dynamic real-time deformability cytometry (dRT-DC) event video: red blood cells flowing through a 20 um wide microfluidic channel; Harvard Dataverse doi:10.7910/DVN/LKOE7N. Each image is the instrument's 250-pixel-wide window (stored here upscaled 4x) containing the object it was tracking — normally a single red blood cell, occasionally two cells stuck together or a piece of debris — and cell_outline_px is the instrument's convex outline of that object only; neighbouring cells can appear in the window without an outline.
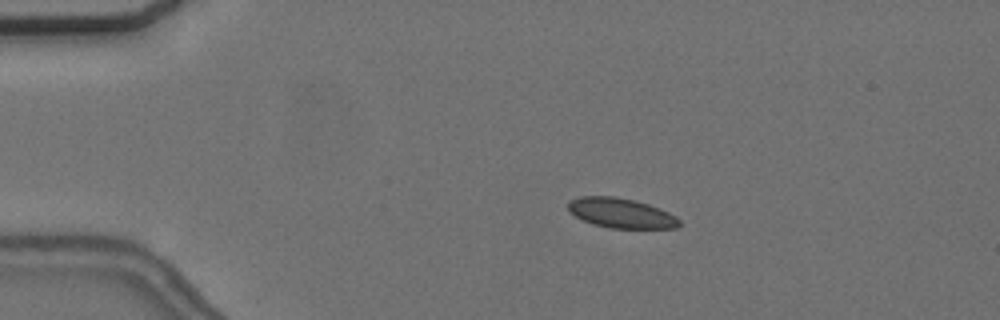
{"species": "common noctule bat (a hibernating species)", "species_latin": "Nyctalus noctula", "temperature_condition": "cold", "stored_images_in_passage": 57, "camera_frame_rate_fps": 3000, "um_per_image_px": 0.085, "animal": {"sex": "female", "body_mass_g": 24.6, "forearm_length_mm": 56.2}, "frame": {"image": 1, "passage_image": 12, "time_ms": 3.667, "image_size_px": [1000, 320], "cell_outline_px": [[680, 224], [676, 228], [608, 228], [592, 224], [568, 212], [568, 200], [580, 196], [616, 196], [636, 200], [648, 204], [668, 212], [676, 216], [680, 220]], "centroid_in_image_um": [52.76, 18.1], "position_along_channel_um": 32.2, "area_um2": 19.48}}
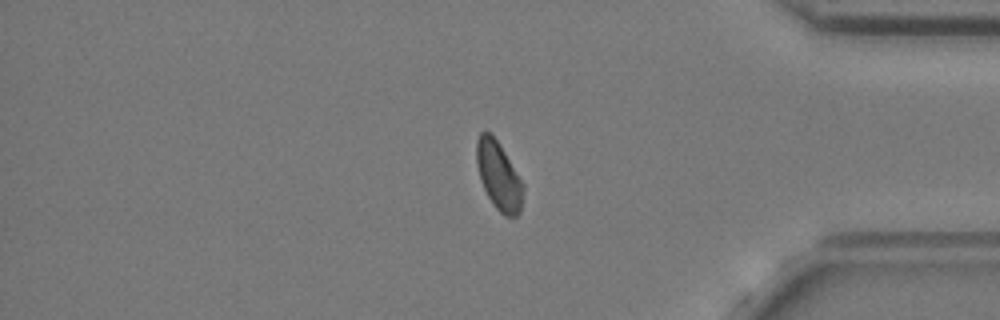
{"frame": {"image": 2, "passage_image": 48, "time_ms": 15.667, "image_size_px": [1000, 320], "cell_outline_px": [[524, 188], [520, 212], [516, 216], [504, 216], [496, 208], [488, 196], [480, 180], [476, 164], [476, 140], [480, 132], [488, 132], [496, 140], [504, 152], [524, 184]], "centroid_in_image_um": [42.38, 14.96], "position_along_channel_um": 392.8, "area_um2": 18.32}}
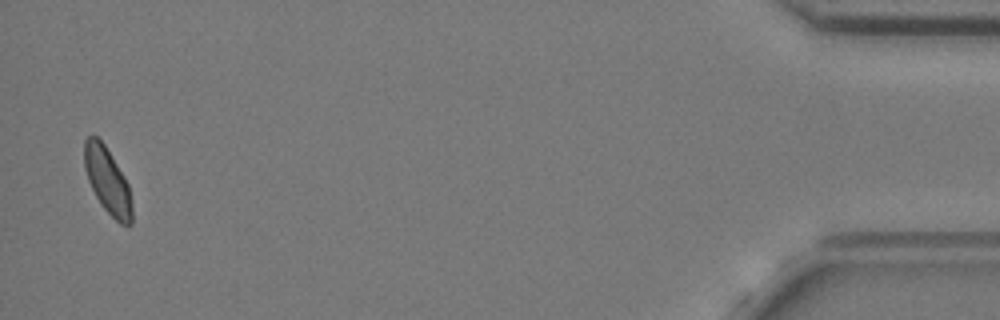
{"frame": {"image": 3, "passage_image": 56, "time_ms": 18.333, "image_size_px": [1000, 320], "cell_outline_px": [[132, 224], [128, 228], [120, 224], [100, 204], [88, 180], [84, 168], [84, 140], [88, 136], [96, 136], [104, 144], [124, 176], [128, 184], [132, 204]], "centroid_in_image_um": [9.14, 15.39], "position_along_channel_um": 426.1, "area_um2": 18.32}, "authors_computed_cell_mechanics": {"area_um2": 19.2474, "velocity_mm_per_s": 3.6518, "shape_relaxation_time_tau1_ms": 4.7515, "shape_relaxation_time_tau2_ms": 1.9679, "deformation_change_tau1": 0.0737, "deformation_change_tau2": 0.0546}}